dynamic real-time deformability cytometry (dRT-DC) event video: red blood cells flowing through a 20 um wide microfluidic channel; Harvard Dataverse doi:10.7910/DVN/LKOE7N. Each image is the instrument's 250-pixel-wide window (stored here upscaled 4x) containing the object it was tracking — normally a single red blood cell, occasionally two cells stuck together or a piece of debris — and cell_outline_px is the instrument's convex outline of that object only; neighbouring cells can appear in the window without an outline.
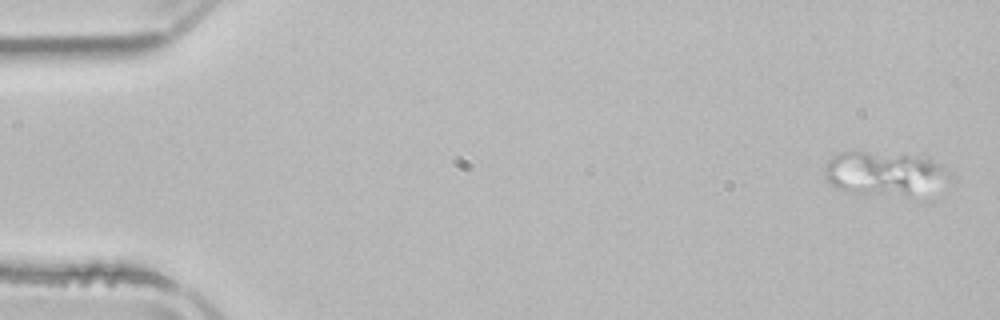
{"species": "common noctule bat (a hibernating species)", "species_latin": "Nyctalus noctula", "temperature_condition": "room temperature", "stored_images_in_passage": 4, "camera_frame_rate_fps": 3000, "um_per_image_px": 0.085, "animal": {"sex": "male", "body_mass_g": 21.5, "forearm_length_mm": 52.0}, "frame": {"image": 1, "passage_image": 1, "time_ms": 0.0, "image_size_px": [1000, 320], "cell_outline_px": [[956, 184], [908, 196], [904, 196], [852, 192], [840, 188], [832, 184], [824, 176], [824, 168], [828, 160], [836, 152], [920, 152], [944, 168], [956, 180]], "centroid_in_image_um": [75.34, 14.71], "position_along_channel_um": 9.7, "area_um2": 33.23}}